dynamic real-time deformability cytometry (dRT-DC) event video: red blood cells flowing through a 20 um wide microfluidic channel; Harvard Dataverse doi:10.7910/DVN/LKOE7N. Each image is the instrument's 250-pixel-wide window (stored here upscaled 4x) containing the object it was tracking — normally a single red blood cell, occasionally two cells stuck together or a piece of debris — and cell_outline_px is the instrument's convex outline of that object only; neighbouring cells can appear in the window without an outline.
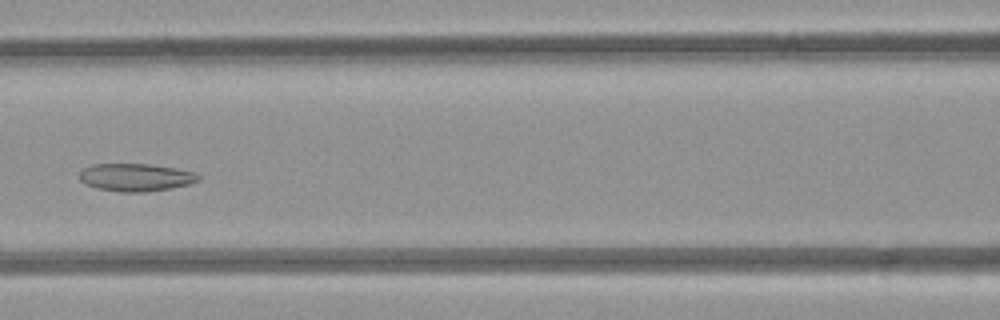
{"species": "common noctule bat (a hibernating species)", "species_latin": "Nyctalus noctula", "temperature_condition": "room temperature", "stored_images_in_passage": 6, "camera_frame_rate_fps": 3000, "um_per_image_px": 0.085, "animal": {"sex": "female", "body_mass_g": 21.9}, "frame": {"image": 1, "passage_image": 6, "time_ms": 5.667, "image_size_px": [1000, 320], "cell_outline_px": [[200, 180], [188, 184], [172, 188], [144, 192], [120, 192], [96, 188], [84, 184], [80, 180], [80, 172], [84, 168], [92, 164], [152, 164], [176, 168], [196, 172], [200, 176]], "centroid_in_image_um": [11.55, 15.07], "position_along_channel_um": 155.1, "area_um2": 19.36}}